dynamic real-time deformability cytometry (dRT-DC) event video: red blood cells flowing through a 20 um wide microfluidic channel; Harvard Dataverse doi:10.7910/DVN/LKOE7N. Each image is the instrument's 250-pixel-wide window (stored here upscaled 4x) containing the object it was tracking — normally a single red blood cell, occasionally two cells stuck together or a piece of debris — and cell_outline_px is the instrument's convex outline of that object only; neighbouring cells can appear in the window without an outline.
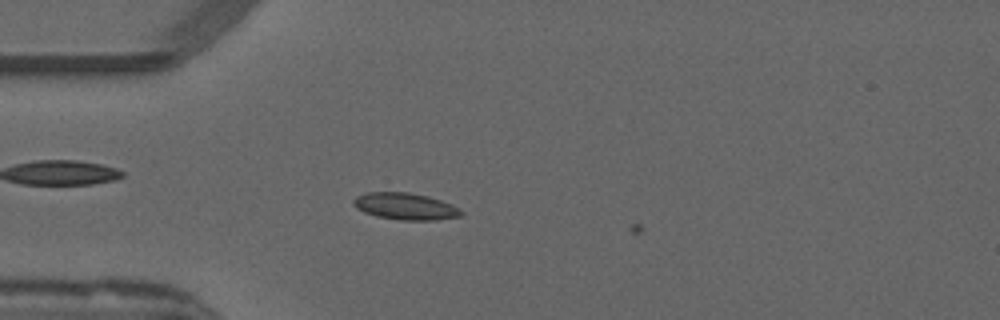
{"species": "common noctule bat (a hibernating species)", "species_latin": "Nyctalus noctula", "temperature_condition": "warm", "stored_images_in_passage": 2, "camera_frame_rate_fps": 3000, "um_per_image_px": 0.085, "animal": {"sex": "male", "forearm_length_mm": 52.5}, "frame": {"image": 1, "passage_image": 1, "time_ms": 0.0, "image_size_px": [1000, 320], "cell_outline_px": [[464, 212], [460, 216], [436, 220], [400, 220], [376, 216], [364, 212], [356, 208], [352, 204], [352, 200], [356, 196], [368, 192], [408, 192], [428, 196], [452, 204], [460, 208]], "centroid_in_image_um": [34.44, 17.54], "position_along_channel_um": 50.6, "area_um2": 16.94}}